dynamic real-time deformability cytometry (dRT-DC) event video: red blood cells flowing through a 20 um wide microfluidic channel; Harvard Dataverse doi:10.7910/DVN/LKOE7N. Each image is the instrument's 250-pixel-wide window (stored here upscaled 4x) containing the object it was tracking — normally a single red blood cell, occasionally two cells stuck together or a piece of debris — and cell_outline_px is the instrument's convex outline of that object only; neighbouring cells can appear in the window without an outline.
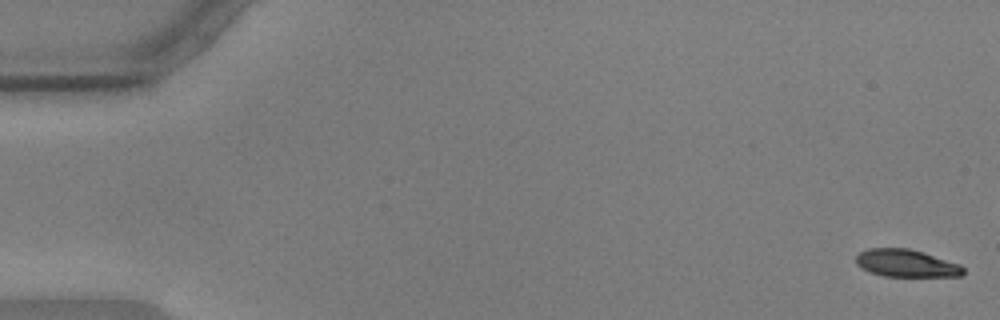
{"species": "common noctule bat (a hibernating species)", "species_latin": "Nyctalus noctula", "temperature_condition": "warm", "stored_images_in_passage": 12, "camera_frame_rate_fps": 3000, "um_per_image_px": 0.085, "animal": {"sex": "male", "body_mass_g": 17.9, "forearm_length_mm": 54.2}, "frame": {"image": 1, "passage_image": 1, "time_ms": 0.0, "image_size_px": [1000, 320], "cell_outline_px": [[964, 272], [960, 276], [884, 276], [872, 272], [856, 264], [856, 256], [860, 252], [868, 248], [908, 248], [924, 252], [960, 264], [964, 268]], "centroid_in_image_um": [77.05, 22.36], "position_along_channel_um": 8.0, "area_um2": 17.05}}